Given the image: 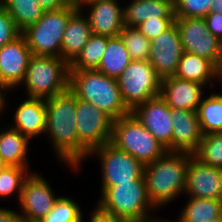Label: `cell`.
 <instances>
[{"mask_svg":"<svg viewBox=\"0 0 222 222\" xmlns=\"http://www.w3.org/2000/svg\"><path fill=\"white\" fill-rule=\"evenodd\" d=\"M92 35L88 18L82 10H76L68 20L63 34L61 58L69 64L81 52Z\"/></svg>","mask_w":222,"mask_h":222,"instance_id":"603a6c76","label":"cell"},{"mask_svg":"<svg viewBox=\"0 0 222 222\" xmlns=\"http://www.w3.org/2000/svg\"><path fill=\"white\" fill-rule=\"evenodd\" d=\"M69 89L77 98L93 104L113 120L131 113L122 100L117 79L96 69L70 70Z\"/></svg>","mask_w":222,"mask_h":222,"instance_id":"277c9868","label":"cell"},{"mask_svg":"<svg viewBox=\"0 0 222 222\" xmlns=\"http://www.w3.org/2000/svg\"><path fill=\"white\" fill-rule=\"evenodd\" d=\"M111 143L144 166L162 157L166 148L132 114L113 120Z\"/></svg>","mask_w":222,"mask_h":222,"instance_id":"8992f818","label":"cell"},{"mask_svg":"<svg viewBox=\"0 0 222 222\" xmlns=\"http://www.w3.org/2000/svg\"><path fill=\"white\" fill-rule=\"evenodd\" d=\"M13 93L15 94L10 95H15L16 101L20 100L17 101V104L14 103L12 108L11 96H9L7 109H10L11 113L7 114L8 116L4 120L9 119L6 121L7 124L27 136L33 143H35L34 139L36 141L43 139L46 130V99L25 96L20 98V94H16V91Z\"/></svg>","mask_w":222,"mask_h":222,"instance_id":"4fadbf2b","label":"cell"},{"mask_svg":"<svg viewBox=\"0 0 222 222\" xmlns=\"http://www.w3.org/2000/svg\"><path fill=\"white\" fill-rule=\"evenodd\" d=\"M108 40V36L92 34L81 52L70 63V70L97 69L107 48Z\"/></svg>","mask_w":222,"mask_h":222,"instance_id":"f546056e","label":"cell"},{"mask_svg":"<svg viewBox=\"0 0 222 222\" xmlns=\"http://www.w3.org/2000/svg\"><path fill=\"white\" fill-rule=\"evenodd\" d=\"M203 135L222 132V91L210 89L196 110Z\"/></svg>","mask_w":222,"mask_h":222,"instance_id":"484cf974","label":"cell"},{"mask_svg":"<svg viewBox=\"0 0 222 222\" xmlns=\"http://www.w3.org/2000/svg\"><path fill=\"white\" fill-rule=\"evenodd\" d=\"M91 210L92 211L89 212L88 209V214L87 211H85L86 213H84L82 222H131L127 219L107 214L100 210L95 204L93 206V209L91 208Z\"/></svg>","mask_w":222,"mask_h":222,"instance_id":"8d00e7d4","label":"cell"},{"mask_svg":"<svg viewBox=\"0 0 222 222\" xmlns=\"http://www.w3.org/2000/svg\"><path fill=\"white\" fill-rule=\"evenodd\" d=\"M76 199L61 194L53 209L39 222H82L85 211Z\"/></svg>","mask_w":222,"mask_h":222,"instance_id":"4dcf8cb0","label":"cell"},{"mask_svg":"<svg viewBox=\"0 0 222 222\" xmlns=\"http://www.w3.org/2000/svg\"><path fill=\"white\" fill-rule=\"evenodd\" d=\"M174 76L183 80L198 82L208 90L217 88L216 85L218 84V68L211 61L186 52L180 58Z\"/></svg>","mask_w":222,"mask_h":222,"instance_id":"cb8c5ba5","label":"cell"},{"mask_svg":"<svg viewBox=\"0 0 222 222\" xmlns=\"http://www.w3.org/2000/svg\"><path fill=\"white\" fill-rule=\"evenodd\" d=\"M8 165H6L1 159H0V173L7 167Z\"/></svg>","mask_w":222,"mask_h":222,"instance_id":"bcb514c9","label":"cell"},{"mask_svg":"<svg viewBox=\"0 0 222 222\" xmlns=\"http://www.w3.org/2000/svg\"><path fill=\"white\" fill-rule=\"evenodd\" d=\"M98 1H104V0H72V4L76 7V9L82 10L86 6H89L90 4Z\"/></svg>","mask_w":222,"mask_h":222,"instance_id":"7bdbcfd3","label":"cell"},{"mask_svg":"<svg viewBox=\"0 0 222 222\" xmlns=\"http://www.w3.org/2000/svg\"><path fill=\"white\" fill-rule=\"evenodd\" d=\"M69 80L67 61L60 57L32 55L24 82L16 91L22 93L20 96L48 99L69 89Z\"/></svg>","mask_w":222,"mask_h":222,"instance_id":"5b68a950","label":"cell"},{"mask_svg":"<svg viewBox=\"0 0 222 222\" xmlns=\"http://www.w3.org/2000/svg\"><path fill=\"white\" fill-rule=\"evenodd\" d=\"M161 212H159V215L156 214L152 217H150L149 219H146L145 221L143 222H178L177 219H170L169 217H163L165 216L164 214H160ZM163 215V216H162Z\"/></svg>","mask_w":222,"mask_h":222,"instance_id":"b9f144b4","label":"cell"},{"mask_svg":"<svg viewBox=\"0 0 222 222\" xmlns=\"http://www.w3.org/2000/svg\"><path fill=\"white\" fill-rule=\"evenodd\" d=\"M194 155L203 163L222 169V132L203 135Z\"/></svg>","mask_w":222,"mask_h":222,"instance_id":"1f68e13d","label":"cell"},{"mask_svg":"<svg viewBox=\"0 0 222 222\" xmlns=\"http://www.w3.org/2000/svg\"><path fill=\"white\" fill-rule=\"evenodd\" d=\"M0 207V222H22L17 207ZM16 208V210H15Z\"/></svg>","mask_w":222,"mask_h":222,"instance_id":"ab89813d","label":"cell"},{"mask_svg":"<svg viewBox=\"0 0 222 222\" xmlns=\"http://www.w3.org/2000/svg\"><path fill=\"white\" fill-rule=\"evenodd\" d=\"M120 37L132 60H149L151 41L137 27L124 26Z\"/></svg>","mask_w":222,"mask_h":222,"instance_id":"d6a6232c","label":"cell"},{"mask_svg":"<svg viewBox=\"0 0 222 222\" xmlns=\"http://www.w3.org/2000/svg\"><path fill=\"white\" fill-rule=\"evenodd\" d=\"M171 152L194 154L200 145L203 133L195 111L171 108Z\"/></svg>","mask_w":222,"mask_h":222,"instance_id":"ffe728a7","label":"cell"},{"mask_svg":"<svg viewBox=\"0 0 222 222\" xmlns=\"http://www.w3.org/2000/svg\"><path fill=\"white\" fill-rule=\"evenodd\" d=\"M204 20L210 32L222 42V13L209 12Z\"/></svg>","mask_w":222,"mask_h":222,"instance_id":"74e56055","label":"cell"},{"mask_svg":"<svg viewBox=\"0 0 222 222\" xmlns=\"http://www.w3.org/2000/svg\"><path fill=\"white\" fill-rule=\"evenodd\" d=\"M219 201H220V204H221V207H222V193H221Z\"/></svg>","mask_w":222,"mask_h":222,"instance_id":"c3c4849f","label":"cell"},{"mask_svg":"<svg viewBox=\"0 0 222 222\" xmlns=\"http://www.w3.org/2000/svg\"><path fill=\"white\" fill-rule=\"evenodd\" d=\"M94 204L103 212L131 222H143L160 212L150 201L145 180L99 186Z\"/></svg>","mask_w":222,"mask_h":222,"instance_id":"3957f363","label":"cell"},{"mask_svg":"<svg viewBox=\"0 0 222 222\" xmlns=\"http://www.w3.org/2000/svg\"><path fill=\"white\" fill-rule=\"evenodd\" d=\"M131 113L138 121L171 152L172 118L171 108L157 96L136 106Z\"/></svg>","mask_w":222,"mask_h":222,"instance_id":"2e32d148","label":"cell"},{"mask_svg":"<svg viewBox=\"0 0 222 222\" xmlns=\"http://www.w3.org/2000/svg\"><path fill=\"white\" fill-rule=\"evenodd\" d=\"M2 125L0 123V159L8 166L31 167L32 141L6 122Z\"/></svg>","mask_w":222,"mask_h":222,"instance_id":"44dd1931","label":"cell"},{"mask_svg":"<svg viewBox=\"0 0 222 222\" xmlns=\"http://www.w3.org/2000/svg\"><path fill=\"white\" fill-rule=\"evenodd\" d=\"M32 169V167L7 166L0 173V202L5 200L8 204L15 199L14 206L17 205L25 180L32 172L37 171Z\"/></svg>","mask_w":222,"mask_h":222,"instance_id":"83f0119b","label":"cell"},{"mask_svg":"<svg viewBox=\"0 0 222 222\" xmlns=\"http://www.w3.org/2000/svg\"><path fill=\"white\" fill-rule=\"evenodd\" d=\"M124 26L137 27L145 20L175 17L174 0H123Z\"/></svg>","mask_w":222,"mask_h":222,"instance_id":"7402d4cb","label":"cell"},{"mask_svg":"<svg viewBox=\"0 0 222 222\" xmlns=\"http://www.w3.org/2000/svg\"><path fill=\"white\" fill-rule=\"evenodd\" d=\"M175 23V17H159L152 20H145L140 23L138 30L150 41L156 38L159 34L169 29Z\"/></svg>","mask_w":222,"mask_h":222,"instance_id":"e575fe53","label":"cell"},{"mask_svg":"<svg viewBox=\"0 0 222 222\" xmlns=\"http://www.w3.org/2000/svg\"><path fill=\"white\" fill-rule=\"evenodd\" d=\"M32 52L20 34L0 48V83L16 91L24 82Z\"/></svg>","mask_w":222,"mask_h":222,"instance_id":"9a60e30c","label":"cell"},{"mask_svg":"<svg viewBox=\"0 0 222 222\" xmlns=\"http://www.w3.org/2000/svg\"><path fill=\"white\" fill-rule=\"evenodd\" d=\"M213 0H174L175 18H204Z\"/></svg>","mask_w":222,"mask_h":222,"instance_id":"836d02e7","label":"cell"},{"mask_svg":"<svg viewBox=\"0 0 222 222\" xmlns=\"http://www.w3.org/2000/svg\"><path fill=\"white\" fill-rule=\"evenodd\" d=\"M117 82L122 100L130 111L160 96L162 78L148 60H132Z\"/></svg>","mask_w":222,"mask_h":222,"instance_id":"9c48e42d","label":"cell"},{"mask_svg":"<svg viewBox=\"0 0 222 222\" xmlns=\"http://www.w3.org/2000/svg\"><path fill=\"white\" fill-rule=\"evenodd\" d=\"M217 88L222 91V62L220 63V66L218 68V84Z\"/></svg>","mask_w":222,"mask_h":222,"instance_id":"f6af8a7d","label":"cell"},{"mask_svg":"<svg viewBox=\"0 0 222 222\" xmlns=\"http://www.w3.org/2000/svg\"><path fill=\"white\" fill-rule=\"evenodd\" d=\"M222 193V169L203 163L190 154L183 197L219 200Z\"/></svg>","mask_w":222,"mask_h":222,"instance_id":"e0dca14e","label":"cell"},{"mask_svg":"<svg viewBox=\"0 0 222 222\" xmlns=\"http://www.w3.org/2000/svg\"><path fill=\"white\" fill-rule=\"evenodd\" d=\"M0 4L7 10L20 32L35 24L44 12L37 0H0Z\"/></svg>","mask_w":222,"mask_h":222,"instance_id":"f1b7e54d","label":"cell"},{"mask_svg":"<svg viewBox=\"0 0 222 222\" xmlns=\"http://www.w3.org/2000/svg\"><path fill=\"white\" fill-rule=\"evenodd\" d=\"M209 222H222V215L220 217L210 220Z\"/></svg>","mask_w":222,"mask_h":222,"instance_id":"7dc6e473","label":"cell"},{"mask_svg":"<svg viewBox=\"0 0 222 222\" xmlns=\"http://www.w3.org/2000/svg\"><path fill=\"white\" fill-rule=\"evenodd\" d=\"M92 157H94L92 159ZM91 158V159H89ZM97 159L99 165L98 186H114L116 183H132L144 179V165L126 151L118 149L111 142L93 149L89 160ZM99 163V164H98Z\"/></svg>","mask_w":222,"mask_h":222,"instance_id":"ba28073f","label":"cell"},{"mask_svg":"<svg viewBox=\"0 0 222 222\" xmlns=\"http://www.w3.org/2000/svg\"><path fill=\"white\" fill-rule=\"evenodd\" d=\"M75 122L79 148L87 156L93 149L111 142L113 119L93 104L77 98Z\"/></svg>","mask_w":222,"mask_h":222,"instance_id":"8fae6325","label":"cell"},{"mask_svg":"<svg viewBox=\"0 0 222 222\" xmlns=\"http://www.w3.org/2000/svg\"><path fill=\"white\" fill-rule=\"evenodd\" d=\"M52 186L38 170L29 175L16 205L22 222H39L53 209L62 193L57 194Z\"/></svg>","mask_w":222,"mask_h":222,"instance_id":"30bf717a","label":"cell"},{"mask_svg":"<svg viewBox=\"0 0 222 222\" xmlns=\"http://www.w3.org/2000/svg\"><path fill=\"white\" fill-rule=\"evenodd\" d=\"M76 99L70 90L46 99V139L51 153L63 170L79 175L85 169L88 156L79 148V137L76 129ZM69 168V169H68ZM73 171V172H72Z\"/></svg>","mask_w":222,"mask_h":222,"instance_id":"6da1fadb","label":"cell"},{"mask_svg":"<svg viewBox=\"0 0 222 222\" xmlns=\"http://www.w3.org/2000/svg\"><path fill=\"white\" fill-rule=\"evenodd\" d=\"M190 153L166 152L162 157L144 167L148 197L161 212L174 201L180 202L185 192Z\"/></svg>","mask_w":222,"mask_h":222,"instance_id":"7a4b0ae2","label":"cell"},{"mask_svg":"<svg viewBox=\"0 0 222 222\" xmlns=\"http://www.w3.org/2000/svg\"><path fill=\"white\" fill-rule=\"evenodd\" d=\"M73 4L58 10L44 11L41 18L21 32L32 55L61 58L62 39L69 17L76 11Z\"/></svg>","mask_w":222,"mask_h":222,"instance_id":"52a82bcc","label":"cell"},{"mask_svg":"<svg viewBox=\"0 0 222 222\" xmlns=\"http://www.w3.org/2000/svg\"><path fill=\"white\" fill-rule=\"evenodd\" d=\"M123 0H104L82 9L94 35L119 36L124 28Z\"/></svg>","mask_w":222,"mask_h":222,"instance_id":"ac0fdd59","label":"cell"},{"mask_svg":"<svg viewBox=\"0 0 222 222\" xmlns=\"http://www.w3.org/2000/svg\"><path fill=\"white\" fill-rule=\"evenodd\" d=\"M210 12L222 13V0H213Z\"/></svg>","mask_w":222,"mask_h":222,"instance_id":"ee69618b","label":"cell"},{"mask_svg":"<svg viewBox=\"0 0 222 222\" xmlns=\"http://www.w3.org/2000/svg\"><path fill=\"white\" fill-rule=\"evenodd\" d=\"M184 52L211 61L217 68L222 62V42L207 28L204 18H175Z\"/></svg>","mask_w":222,"mask_h":222,"instance_id":"7c38bea8","label":"cell"},{"mask_svg":"<svg viewBox=\"0 0 222 222\" xmlns=\"http://www.w3.org/2000/svg\"><path fill=\"white\" fill-rule=\"evenodd\" d=\"M181 208L177 209L178 222H209L222 215V207L219 200L194 197H182Z\"/></svg>","mask_w":222,"mask_h":222,"instance_id":"d4e9b609","label":"cell"},{"mask_svg":"<svg viewBox=\"0 0 222 222\" xmlns=\"http://www.w3.org/2000/svg\"><path fill=\"white\" fill-rule=\"evenodd\" d=\"M21 32L7 10L0 4V48L17 38Z\"/></svg>","mask_w":222,"mask_h":222,"instance_id":"d590c367","label":"cell"},{"mask_svg":"<svg viewBox=\"0 0 222 222\" xmlns=\"http://www.w3.org/2000/svg\"><path fill=\"white\" fill-rule=\"evenodd\" d=\"M40 7L44 11L58 10L69 4H72V0H37Z\"/></svg>","mask_w":222,"mask_h":222,"instance_id":"60d3db41","label":"cell"},{"mask_svg":"<svg viewBox=\"0 0 222 222\" xmlns=\"http://www.w3.org/2000/svg\"><path fill=\"white\" fill-rule=\"evenodd\" d=\"M184 53L179 30L174 23L169 29L151 40L149 63L163 79L174 76Z\"/></svg>","mask_w":222,"mask_h":222,"instance_id":"5bb4252c","label":"cell"},{"mask_svg":"<svg viewBox=\"0 0 222 222\" xmlns=\"http://www.w3.org/2000/svg\"><path fill=\"white\" fill-rule=\"evenodd\" d=\"M207 91L209 90L198 82L169 76L162 79L160 97L170 108L196 112Z\"/></svg>","mask_w":222,"mask_h":222,"instance_id":"d6986e66","label":"cell"},{"mask_svg":"<svg viewBox=\"0 0 222 222\" xmlns=\"http://www.w3.org/2000/svg\"><path fill=\"white\" fill-rule=\"evenodd\" d=\"M131 62L132 59L120 35L109 37L107 48L96 70L117 79Z\"/></svg>","mask_w":222,"mask_h":222,"instance_id":"4316f807","label":"cell"},{"mask_svg":"<svg viewBox=\"0 0 222 222\" xmlns=\"http://www.w3.org/2000/svg\"><path fill=\"white\" fill-rule=\"evenodd\" d=\"M13 93L8 87L0 83V122L2 123L4 118H7L8 114V99L10 94Z\"/></svg>","mask_w":222,"mask_h":222,"instance_id":"f35d334b","label":"cell"}]
</instances>
